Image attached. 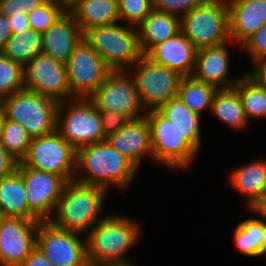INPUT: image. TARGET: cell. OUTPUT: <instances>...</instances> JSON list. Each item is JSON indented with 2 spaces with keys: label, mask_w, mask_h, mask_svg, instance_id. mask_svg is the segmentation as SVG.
<instances>
[{
  "label": "cell",
  "mask_w": 266,
  "mask_h": 266,
  "mask_svg": "<svg viewBox=\"0 0 266 266\" xmlns=\"http://www.w3.org/2000/svg\"><path fill=\"white\" fill-rule=\"evenodd\" d=\"M138 222L125 215L108 214L87 234L89 266L127 265L126 252L137 244L141 234Z\"/></svg>",
  "instance_id": "1"
},
{
  "label": "cell",
  "mask_w": 266,
  "mask_h": 266,
  "mask_svg": "<svg viewBox=\"0 0 266 266\" xmlns=\"http://www.w3.org/2000/svg\"><path fill=\"white\" fill-rule=\"evenodd\" d=\"M137 170L127 157L106 140L76 151L75 180L84 184L98 186L107 191L110 185L125 190L131 184Z\"/></svg>",
  "instance_id": "2"
},
{
  "label": "cell",
  "mask_w": 266,
  "mask_h": 266,
  "mask_svg": "<svg viewBox=\"0 0 266 266\" xmlns=\"http://www.w3.org/2000/svg\"><path fill=\"white\" fill-rule=\"evenodd\" d=\"M107 193V190L98 186L75 179L68 181L50 222L62 230L88 233L103 219L101 213Z\"/></svg>",
  "instance_id": "3"
},
{
  "label": "cell",
  "mask_w": 266,
  "mask_h": 266,
  "mask_svg": "<svg viewBox=\"0 0 266 266\" xmlns=\"http://www.w3.org/2000/svg\"><path fill=\"white\" fill-rule=\"evenodd\" d=\"M83 39L112 70H128L144 56L138 29L130 25L93 27L83 33Z\"/></svg>",
  "instance_id": "4"
},
{
  "label": "cell",
  "mask_w": 266,
  "mask_h": 266,
  "mask_svg": "<svg viewBox=\"0 0 266 266\" xmlns=\"http://www.w3.org/2000/svg\"><path fill=\"white\" fill-rule=\"evenodd\" d=\"M6 119L21 124L33 139L57 130L59 102L38 93L22 90L2 100Z\"/></svg>",
  "instance_id": "5"
},
{
  "label": "cell",
  "mask_w": 266,
  "mask_h": 266,
  "mask_svg": "<svg viewBox=\"0 0 266 266\" xmlns=\"http://www.w3.org/2000/svg\"><path fill=\"white\" fill-rule=\"evenodd\" d=\"M57 131L76 151L106 140L100 111L90 99L75 98L70 103L68 100L59 102Z\"/></svg>",
  "instance_id": "6"
},
{
  "label": "cell",
  "mask_w": 266,
  "mask_h": 266,
  "mask_svg": "<svg viewBox=\"0 0 266 266\" xmlns=\"http://www.w3.org/2000/svg\"><path fill=\"white\" fill-rule=\"evenodd\" d=\"M181 31L199 50L230 41L226 0H206L181 18Z\"/></svg>",
  "instance_id": "7"
},
{
  "label": "cell",
  "mask_w": 266,
  "mask_h": 266,
  "mask_svg": "<svg viewBox=\"0 0 266 266\" xmlns=\"http://www.w3.org/2000/svg\"><path fill=\"white\" fill-rule=\"evenodd\" d=\"M133 66L131 72L138 97L144 110H158L169 100L178 97L182 75L166 66L152 62L145 55Z\"/></svg>",
  "instance_id": "8"
},
{
  "label": "cell",
  "mask_w": 266,
  "mask_h": 266,
  "mask_svg": "<svg viewBox=\"0 0 266 266\" xmlns=\"http://www.w3.org/2000/svg\"><path fill=\"white\" fill-rule=\"evenodd\" d=\"M150 125L153 158L171 168L185 169L199 152L158 110L146 112Z\"/></svg>",
  "instance_id": "9"
},
{
  "label": "cell",
  "mask_w": 266,
  "mask_h": 266,
  "mask_svg": "<svg viewBox=\"0 0 266 266\" xmlns=\"http://www.w3.org/2000/svg\"><path fill=\"white\" fill-rule=\"evenodd\" d=\"M21 163L35 170L55 173L68 182L75 179L76 150L56 130L33 138Z\"/></svg>",
  "instance_id": "10"
},
{
  "label": "cell",
  "mask_w": 266,
  "mask_h": 266,
  "mask_svg": "<svg viewBox=\"0 0 266 266\" xmlns=\"http://www.w3.org/2000/svg\"><path fill=\"white\" fill-rule=\"evenodd\" d=\"M89 99L98 111H114L129 120L146 115L128 70H112Z\"/></svg>",
  "instance_id": "11"
},
{
  "label": "cell",
  "mask_w": 266,
  "mask_h": 266,
  "mask_svg": "<svg viewBox=\"0 0 266 266\" xmlns=\"http://www.w3.org/2000/svg\"><path fill=\"white\" fill-rule=\"evenodd\" d=\"M17 171L26 187L29 220L50 221L67 181L55 173L25 167L21 162Z\"/></svg>",
  "instance_id": "12"
},
{
  "label": "cell",
  "mask_w": 266,
  "mask_h": 266,
  "mask_svg": "<svg viewBox=\"0 0 266 266\" xmlns=\"http://www.w3.org/2000/svg\"><path fill=\"white\" fill-rule=\"evenodd\" d=\"M66 71L72 96L89 99L112 69L83 39L66 63Z\"/></svg>",
  "instance_id": "13"
},
{
  "label": "cell",
  "mask_w": 266,
  "mask_h": 266,
  "mask_svg": "<svg viewBox=\"0 0 266 266\" xmlns=\"http://www.w3.org/2000/svg\"><path fill=\"white\" fill-rule=\"evenodd\" d=\"M62 230L50 221L40 222L37 232V246L52 266H89L86 237Z\"/></svg>",
  "instance_id": "14"
},
{
  "label": "cell",
  "mask_w": 266,
  "mask_h": 266,
  "mask_svg": "<svg viewBox=\"0 0 266 266\" xmlns=\"http://www.w3.org/2000/svg\"><path fill=\"white\" fill-rule=\"evenodd\" d=\"M24 89L58 102L75 99L70 91L66 64L42 52L24 66Z\"/></svg>",
  "instance_id": "15"
},
{
  "label": "cell",
  "mask_w": 266,
  "mask_h": 266,
  "mask_svg": "<svg viewBox=\"0 0 266 266\" xmlns=\"http://www.w3.org/2000/svg\"><path fill=\"white\" fill-rule=\"evenodd\" d=\"M40 221L5 218L0 223V266H20L37 246Z\"/></svg>",
  "instance_id": "16"
},
{
  "label": "cell",
  "mask_w": 266,
  "mask_h": 266,
  "mask_svg": "<svg viewBox=\"0 0 266 266\" xmlns=\"http://www.w3.org/2000/svg\"><path fill=\"white\" fill-rule=\"evenodd\" d=\"M83 40V32L71 12H64L43 34L41 52L66 64Z\"/></svg>",
  "instance_id": "17"
},
{
  "label": "cell",
  "mask_w": 266,
  "mask_h": 266,
  "mask_svg": "<svg viewBox=\"0 0 266 266\" xmlns=\"http://www.w3.org/2000/svg\"><path fill=\"white\" fill-rule=\"evenodd\" d=\"M106 141L127 157L137 168L146 155L154 160L151 142V130L146 116L129 122Z\"/></svg>",
  "instance_id": "18"
},
{
  "label": "cell",
  "mask_w": 266,
  "mask_h": 266,
  "mask_svg": "<svg viewBox=\"0 0 266 266\" xmlns=\"http://www.w3.org/2000/svg\"><path fill=\"white\" fill-rule=\"evenodd\" d=\"M230 42L199 49L192 76L199 81L215 86L217 89L233 88L241 76L237 78L227 77L230 69L227 44Z\"/></svg>",
  "instance_id": "19"
},
{
  "label": "cell",
  "mask_w": 266,
  "mask_h": 266,
  "mask_svg": "<svg viewBox=\"0 0 266 266\" xmlns=\"http://www.w3.org/2000/svg\"><path fill=\"white\" fill-rule=\"evenodd\" d=\"M198 49L179 31L176 35L154 46L145 56L152 62L179 72L182 76H192Z\"/></svg>",
  "instance_id": "20"
},
{
  "label": "cell",
  "mask_w": 266,
  "mask_h": 266,
  "mask_svg": "<svg viewBox=\"0 0 266 266\" xmlns=\"http://www.w3.org/2000/svg\"><path fill=\"white\" fill-rule=\"evenodd\" d=\"M231 43L242 45L266 24V0H226Z\"/></svg>",
  "instance_id": "21"
},
{
  "label": "cell",
  "mask_w": 266,
  "mask_h": 266,
  "mask_svg": "<svg viewBox=\"0 0 266 266\" xmlns=\"http://www.w3.org/2000/svg\"><path fill=\"white\" fill-rule=\"evenodd\" d=\"M227 181L239 193L247 197L250 210H255L266 197V159L260 158L234 168Z\"/></svg>",
  "instance_id": "22"
},
{
  "label": "cell",
  "mask_w": 266,
  "mask_h": 266,
  "mask_svg": "<svg viewBox=\"0 0 266 266\" xmlns=\"http://www.w3.org/2000/svg\"><path fill=\"white\" fill-rule=\"evenodd\" d=\"M143 55L181 31V18L153 9L137 27Z\"/></svg>",
  "instance_id": "23"
},
{
  "label": "cell",
  "mask_w": 266,
  "mask_h": 266,
  "mask_svg": "<svg viewBox=\"0 0 266 266\" xmlns=\"http://www.w3.org/2000/svg\"><path fill=\"white\" fill-rule=\"evenodd\" d=\"M71 13L83 33L93 27L120 23L118 0H81Z\"/></svg>",
  "instance_id": "24"
},
{
  "label": "cell",
  "mask_w": 266,
  "mask_h": 266,
  "mask_svg": "<svg viewBox=\"0 0 266 266\" xmlns=\"http://www.w3.org/2000/svg\"><path fill=\"white\" fill-rule=\"evenodd\" d=\"M158 111L199 151L201 116L190 110L179 97L162 105Z\"/></svg>",
  "instance_id": "25"
},
{
  "label": "cell",
  "mask_w": 266,
  "mask_h": 266,
  "mask_svg": "<svg viewBox=\"0 0 266 266\" xmlns=\"http://www.w3.org/2000/svg\"><path fill=\"white\" fill-rule=\"evenodd\" d=\"M0 205L6 218L29 220V206L22 175L16 170L0 180Z\"/></svg>",
  "instance_id": "26"
},
{
  "label": "cell",
  "mask_w": 266,
  "mask_h": 266,
  "mask_svg": "<svg viewBox=\"0 0 266 266\" xmlns=\"http://www.w3.org/2000/svg\"><path fill=\"white\" fill-rule=\"evenodd\" d=\"M221 122L233 129L242 130L249 123L241 97L233 88L218 89L214 94L210 110Z\"/></svg>",
  "instance_id": "27"
},
{
  "label": "cell",
  "mask_w": 266,
  "mask_h": 266,
  "mask_svg": "<svg viewBox=\"0 0 266 266\" xmlns=\"http://www.w3.org/2000/svg\"><path fill=\"white\" fill-rule=\"evenodd\" d=\"M237 249L246 256L257 257L266 254V220L249 218L242 221L233 232Z\"/></svg>",
  "instance_id": "28"
},
{
  "label": "cell",
  "mask_w": 266,
  "mask_h": 266,
  "mask_svg": "<svg viewBox=\"0 0 266 266\" xmlns=\"http://www.w3.org/2000/svg\"><path fill=\"white\" fill-rule=\"evenodd\" d=\"M218 89L197 80L193 76H183L178 90V97L193 112L201 116L202 112L211 110L214 94Z\"/></svg>",
  "instance_id": "29"
},
{
  "label": "cell",
  "mask_w": 266,
  "mask_h": 266,
  "mask_svg": "<svg viewBox=\"0 0 266 266\" xmlns=\"http://www.w3.org/2000/svg\"><path fill=\"white\" fill-rule=\"evenodd\" d=\"M41 40L42 34L31 28L18 34L13 33L2 53L10 60L25 66L41 53Z\"/></svg>",
  "instance_id": "30"
},
{
  "label": "cell",
  "mask_w": 266,
  "mask_h": 266,
  "mask_svg": "<svg viewBox=\"0 0 266 266\" xmlns=\"http://www.w3.org/2000/svg\"><path fill=\"white\" fill-rule=\"evenodd\" d=\"M241 97L246 118H266V92L249 74L242 75L234 86Z\"/></svg>",
  "instance_id": "31"
},
{
  "label": "cell",
  "mask_w": 266,
  "mask_h": 266,
  "mask_svg": "<svg viewBox=\"0 0 266 266\" xmlns=\"http://www.w3.org/2000/svg\"><path fill=\"white\" fill-rule=\"evenodd\" d=\"M32 138L25 128L9 119L5 120L0 145L19 163L26 157Z\"/></svg>",
  "instance_id": "32"
},
{
  "label": "cell",
  "mask_w": 266,
  "mask_h": 266,
  "mask_svg": "<svg viewBox=\"0 0 266 266\" xmlns=\"http://www.w3.org/2000/svg\"><path fill=\"white\" fill-rule=\"evenodd\" d=\"M24 90V66L0 53V100Z\"/></svg>",
  "instance_id": "33"
},
{
  "label": "cell",
  "mask_w": 266,
  "mask_h": 266,
  "mask_svg": "<svg viewBox=\"0 0 266 266\" xmlns=\"http://www.w3.org/2000/svg\"><path fill=\"white\" fill-rule=\"evenodd\" d=\"M120 22L138 27L154 9L153 0H118Z\"/></svg>",
  "instance_id": "34"
},
{
  "label": "cell",
  "mask_w": 266,
  "mask_h": 266,
  "mask_svg": "<svg viewBox=\"0 0 266 266\" xmlns=\"http://www.w3.org/2000/svg\"><path fill=\"white\" fill-rule=\"evenodd\" d=\"M63 13L54 0H46L28 14L30 28L43 34Z\"/></svg>",
  "instance_id": "35"
},
{
  "label": "cell",
  "mask_w": 266,
  "mask_h": 266,
  "mask_svg": "<svg viewBox=\"0 0 266 266\" xmlns=\"http://www.w3.org/2000/svg\"><path fill=\"white\" fill-rule=\"evenodd\" d=\"M241 46L246 53L248 52L252 62L255 64L263 62L266 59V24L251 35Z\"/></svg>",
  "instance_id": "36"
},
{
  "label": "cell",
  "mask_w": 266,
  "mask_h": 266,
  "mask_svg": "<svg viewBox=\"0 0 266 266\" xmlns=\"http://www.w3.org/2000/svg\"><path fill=\"white\" fill-rule=\"evenodd\" d=\"M154 9L182 18L206 0H153Z\"/></svg>",
  "instance_id": "37"
},
{
  "label": "cell",
  "mask_w": 266,
  "mask_h": 266,
  "mask_svg": "<svg viewBox=\"0 0 266 266\" xmlns=\"http://www.w3.org/2000/svg\"><path fill=\"white\" fill-rule=\"evenodd\" d=\"M46 0H0V13L5 16L29 14Z\"/></svg>",
  "instance_id": "38"
},
{
  "label": "cell",
  "mask_w": 266,
  "mask_h": 266,
  "mask_svg": "<svg viewBox=\"0 0 266 266\" xmlns=\"http://www.w3.org/2000/svg\"><path fill=\"white\" fill-rule=\"evenodd\" d=\"M103 136L107 138L125 126L129 119L114 111H100Z\"/></svg>",
  "instance_id": "39"
},
{
  "label": "cell",
  "mask_w": 266,
  "mask_h": 266,
  "mask_svg": "<svg viewBox=\"0 0 266 266\" xmlns=\"http://www.w3.org/2000/svg\"><path fill=\"white\" fill-rule=\"evenodd\" d=\"M19 162L0 145V180L14 173Z\"/></svg>",
  "instance_id": "40"
},
{
  "label": "cell",
  "mask_w": 266,
  "mask_h": 266,
  "mask_svg": "<svg viewBox=\"0 0 266 266\" xmlns=\"http://www.w3.org/2000/svg\"><path fill=\"white\" fill-rule=\"evenodd\" d=\"M20 266H52L43 252L36 247Z\"/></svg>",
  "instance_id": "41"
},
{
  "label": "cell",
  "mask_w": 266,
  "mask_h": 266,
  "mask_svg": "<svg viewBox=\"0 0 266 266\" xmlns=\"http://www.w3.org/2000/svg\"><path fill=\"white\" fill-rule=\"evenodd\" d=\"M12 34L9 17L0 13V53L4 51L7 40Z\"/></svg>",
  "instance_id": "42"
},
{
  "label": "cell",
  "mask_w": 266,
  "mask_h": 266,
  "mask_svg": "<svg viewBox=\"0 0 266 266\" xmlns=\"http://www.w3.org/2000/svg\"><path fill=\"white\" fill-rule=\"evenodd\" d=\"M12 33L18 34L30 28L28 14L9 16Z\"/></svg>",
  "instance_id": "43"
},
{
  "label": "cell",
  "mask_w": 266,
  "mask_h": 266,
  "mask_svg": "<svg viewBox=\"0 0 266 266\" xmlns=\"http://www.w3.org/2000/svg\"><path fill=\"white\" fill-rule=\"evenodd\" d=\"M254 70L250 71V75L259 83L266 92V67L262 63L255 64Z\"/></svg>",
  "instance_id": "44"
},
{
  "label": "cell",
  "mask_w": 266,
  "mask_h": 266,
  "mask_svg": "<svg viewBox=\"0 0 266 266\" xmlns=\"http://www.w3.org/2000/svg\"><path fill=\"white\" fill-rule=\"evenodd\" d=\"M80 1L81 0H54L64 12H72Z\"/></svg>",
  "instance_id": "45"
},
{
  "label": "cell",
  "mask_w": 266,
  "mask_h": 266,
  "mask_svg": "<svg viewBox=\"0 0 266 266\" xmlns=\"http://www.w3.org/2000/svg\"><path fill=\"white\" fill-rule=\"evenodd\" d=\"M251 211L252 213L254 212L256 215L258 214L260 217L266 220V197L255 210H251Z\"/></svg>",
  "instance_id": "46"
},
{
  "label": "cell",
  "mask_w": 266,
  "mask_h": 266,
  "mask_svg": "<svg viewBox=\"0 0 266 266\" xmlns=\"http://www.w3.org/2000/svg\"><path fill=\"white\" fill-rule=\"evenodd\" d=\"M5 120H6L5 109H4V105H3L2 101L0 100V135H1L2 130H3Z\"/></svg>",
  "instance_id": "47"
},
{
  "label": "cell",
  "mask_w": 266,
  "mask_h": 266,
  "mask_svg": "<svg viewBox=\"0 0 266 266\" xmlns=\"http://www.w3.org/2000/svg\"><path fill=\"white\" fill-rule=\"evenodd\" d=\"M6 218L2 206L0 205V223Z\"/></svg>",
  "instance_id": "48"
},
{
  "label": "cell",
  "mask_w": 266,
  "mask_h": 266,
  "mask_svg": "<svg viewBox=\"0 0 266 266\" xmlns=\"http://www.w3.org/2000/svg\"><path fill=\"white\" fill-rule=\"evenodd\" d=\"M107 266H135L133 264H127V265H107Z\"/></svg>",
  "instance_id": "49"
},
{
  "label": "cell",
  "mask_w": 266,
  "mask_h": 266,
  "mask_svg": "<svg viewBox=\"0 0 266 266\" xmlns=\"http://www.w3.org/2000/svg\"><path fill=\"white\" fill-rule=\"evenodd\" d=\"M261 63L266 67V59Z\"/></svg>",
  "instance_id": "50"
}]
</instances>
